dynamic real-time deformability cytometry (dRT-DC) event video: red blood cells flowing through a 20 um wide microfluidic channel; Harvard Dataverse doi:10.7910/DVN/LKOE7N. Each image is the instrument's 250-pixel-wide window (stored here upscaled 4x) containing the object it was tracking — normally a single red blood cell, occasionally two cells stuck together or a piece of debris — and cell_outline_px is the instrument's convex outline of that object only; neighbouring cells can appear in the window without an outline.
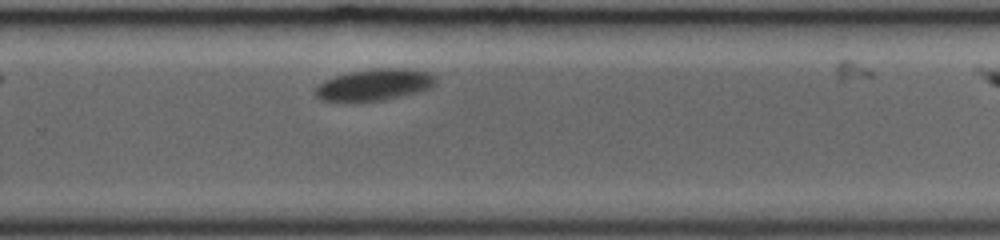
{"species": "common noctule bat (a hibernating species)", "species_latin": "Nyctalus noctula", "temperature_condition": "room temperature", "stored_images_in_passage": 19, "camera_frame_rate_fps": 3000, "um_per_image_px": 0.085, "animal": {"sex": "female", "body_mass_g": 19.0, "forearm_length_mm": 53.3}, "frame": {"image": 1, "passage_image": 13, "time_ms": 4.0, "image_size_px": [1000, 240], "cell_outline_px": [[436, 84], [432, 88], [420, 92], [384, 100], [364, 104], [340, 104], [320, 100], [316, 96], [316, 88], [324, 80], [336, 76], [352, 72], [380, 68], [404, 68], [428, 72], [436, 76]], "centroid_in_image_um": [31.81, 7.27], "position_along_channel_um": 298.0, "area_um2": 23.06}}
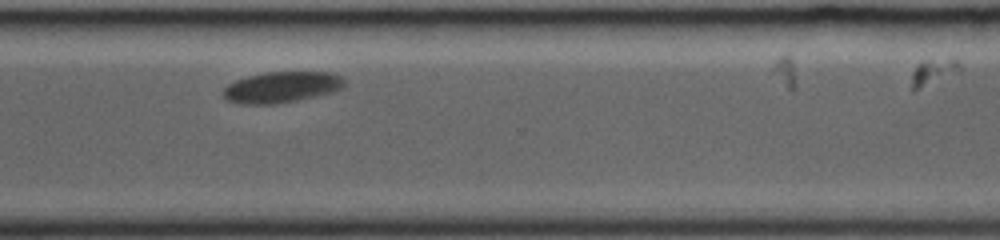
{"frame": {"image": 2, "passage_image": 16, "time_ms": 5.0, "image_size_px": [1000, 240], "cell_outline_px": [[344, 84], [340, 88], [332, 92], [316, 96], [276, 104], [236, 104], [228, 100], [224, 96], [224, 88], [228, 84], [236, 80], [248, 76], [264, 72], [328, 72], [340, 76], [344, 80]], "centroid_in_image_um": [23.9, 7.41], "position_along_channel_um": 346.7, "area_um2": 21.73}}